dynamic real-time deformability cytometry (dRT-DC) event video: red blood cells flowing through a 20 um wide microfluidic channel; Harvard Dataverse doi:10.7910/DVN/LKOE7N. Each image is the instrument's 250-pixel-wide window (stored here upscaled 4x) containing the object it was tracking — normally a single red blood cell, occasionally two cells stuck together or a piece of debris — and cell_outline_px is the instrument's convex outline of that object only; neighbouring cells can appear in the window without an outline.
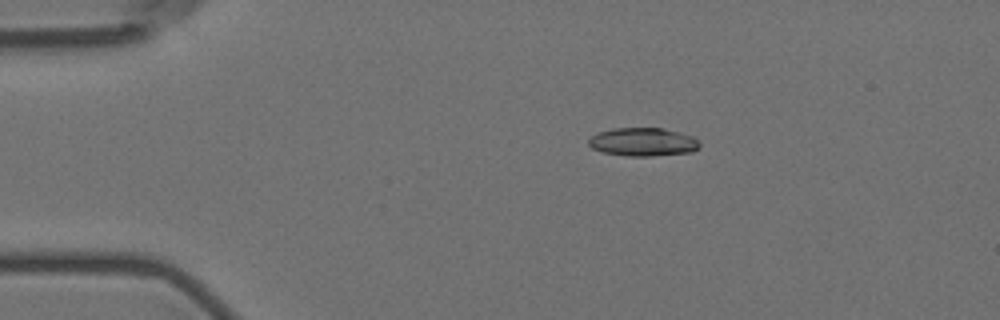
{"species": "Egyptian fruit bat (a non-hibernating species)", "species_latin": "Rousettus aegyptiacus", "temperature_condition": "room temperature", "stored_images_in_passage": 5, "camera_frame_rate_fps": 3000, "um_per_image_px": 0.085, "animal": {"sex": "female"}, "frame": {"image": 1, "passage_image": 2, "time_ms": 1.333, "image_size_px": [1000, 320], "cell_outline_px": [[700, 148], [692, 152], [652, 156], [624, 156], [604, 152], [592, 148], [588, 144], [588, 140], [592, 136], [600, 132], [612, 128], [664, 128], [692, 136], [700, 144]], "centroid_in_image_um": [54.66, 12.07], "position_along_channel_um": 30.3, "area_um2": 18.32}}
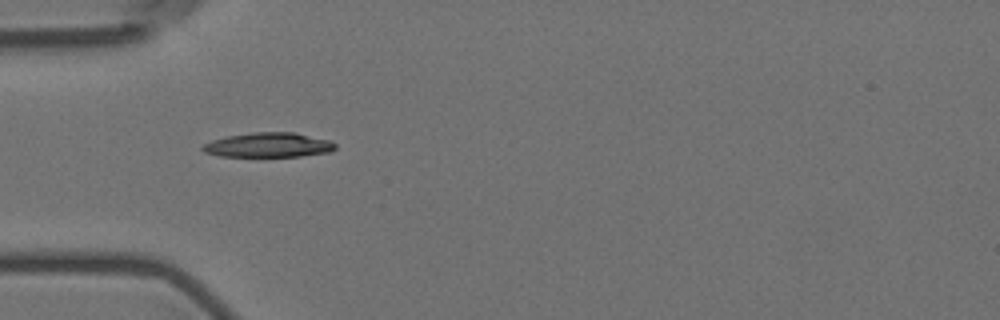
{"frame": {"image": 2, "passage_image": 4, "time_ms": 3.667, "image_size_px": [1000, 320], "cell_outline_px": [[336, 148], [328, 152], [300, 156], [220, 156], [204, 152], [200, 148], [204, 144], [212, 140], [228, 136], [252, 132], [292, 132], [332, 140], [336, 144]], "centroid_in_image_um": [22.83, 12.32], "position_along_channel_um": 62.2, "area_um2": 18.96}}
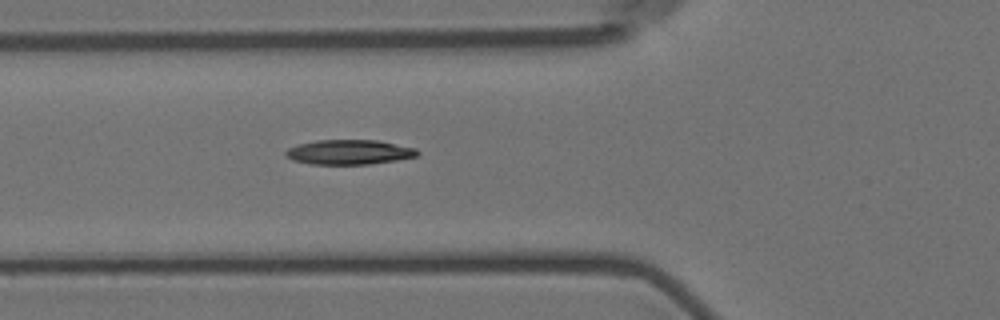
{"frame": {"image": 3, "passage_image": 5, "time_ms": 4.667, "image_size_px": [1000, 320], "cell_outline_px": [[420, 152], [416, 156], [396, 160], [368, 164], [312, 164], [292, 160], [284, 156], [284, 152], [288, 148], [296, 144], [316, 140], [376, 140], [416, 148]], "centroid_in_image_um": [29.62, 12.92], "position_along_channel_um": 96.2, "area_um2": 19.02}}